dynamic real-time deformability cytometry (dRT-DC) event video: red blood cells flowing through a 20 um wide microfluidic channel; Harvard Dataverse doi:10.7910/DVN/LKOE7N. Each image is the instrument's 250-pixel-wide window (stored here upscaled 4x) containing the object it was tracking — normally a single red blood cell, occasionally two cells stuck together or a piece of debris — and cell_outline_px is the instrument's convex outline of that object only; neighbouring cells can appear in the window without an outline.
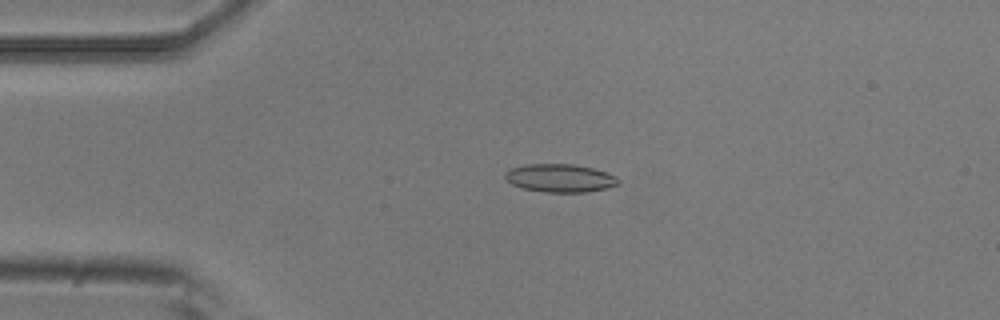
{"species": "common noctule bat (a hibernating species)", "species_latin": "Nyctalus noctula", "temperature_condition": "room temperature", "stored_images_in_passage": 4, "camera_frame_rate_fps": 3000, "um_per_image_px": 0.085, "animal": {"sex": "male", "body_mass_g": 20.5, "forearm_length_mm": 52.5}, "frame": {"image": 1, "passage_image": 3, "time_ms": 0.667, "image_size_px": [1000, 320], "cell_outline_px": [[620, 184], [608, 188], [588, 192], [544, 192], [524, 188], [512, 184], [504, 176], [504, 172], [512, 168], [524, 164], [572, 164], [592, 168], [616, 176], [620, 180]], "centroid_in_image_um": [47.62, 15.14], "position_along_channel_um": 37.4, "area_um2": 18.55}}